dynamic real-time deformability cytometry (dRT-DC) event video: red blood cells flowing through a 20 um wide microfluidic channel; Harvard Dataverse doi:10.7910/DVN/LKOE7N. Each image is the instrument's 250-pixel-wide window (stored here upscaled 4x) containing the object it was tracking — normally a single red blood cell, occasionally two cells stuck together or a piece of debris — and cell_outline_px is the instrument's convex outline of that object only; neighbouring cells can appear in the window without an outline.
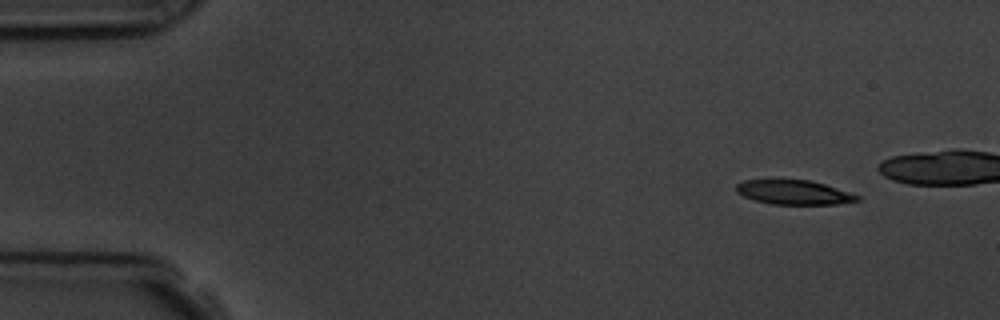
{"species": "common noctule bat (a hibernating species)", "species_latin": "Nyctalus noctula", "temperature_condition": "room temperature", "stored_images_in_passage": 3, "camera_frame_rate_fps": 3000, "um_per_image_px": 0.085, "animal": {"sex": "male", "body_mass_g": 19.5, "forearm_length_mm": 54.6}, "frame": {"image": 1, "passage_image": 1, "time_ms": 0.0, "image_size_px": [1000, 320], "cell_outline_px": [[860, 200], [836, 204], [772, 204], [756, 200], [744, 196], [736, 192], [736, 184], [744, 180], [808, 180], [824, 184], [860, 196]], "centroid_in_image_um": [67.46, 16.35], "position_along_channel_um": 17.5, "area_um2": 16.88}}